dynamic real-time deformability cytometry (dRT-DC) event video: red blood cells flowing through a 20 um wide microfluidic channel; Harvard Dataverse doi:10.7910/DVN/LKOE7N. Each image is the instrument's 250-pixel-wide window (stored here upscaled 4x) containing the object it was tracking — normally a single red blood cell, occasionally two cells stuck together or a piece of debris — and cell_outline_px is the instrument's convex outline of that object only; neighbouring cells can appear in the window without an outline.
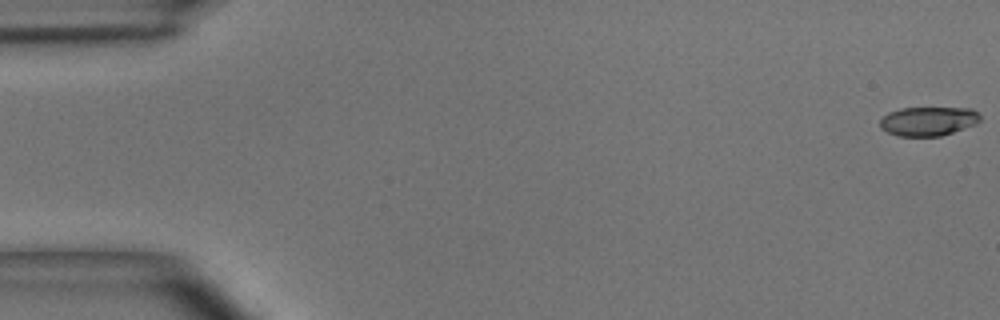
{"species": "common noctule bat (a hibernating species)", "species_latin": "Nyctalus noctula", "temperature_condition": "room temperature", "stored_images_in_passage": 51, "camera_frame_rate_fps": 3000, "um_per_image_px": 0.085, "animal": {"sex": "male", "body_mass_g": 15.6}, "frame": {"image": 1, "passage_image": 1, "time_ms": 0.0, "image_size_px": [1000, 320], "cell_outline_px": [[980, 120], [976, 124], [940, 136], [900, 136], [888, 132], [880, 128], [880, 120], [888, 112], [900, 108], [972, 108], [980, 116]], "centroid_in_image_um": [78.89, 10.29], "position_along_channel_um": 6.1, "area_um2": 16.88}}
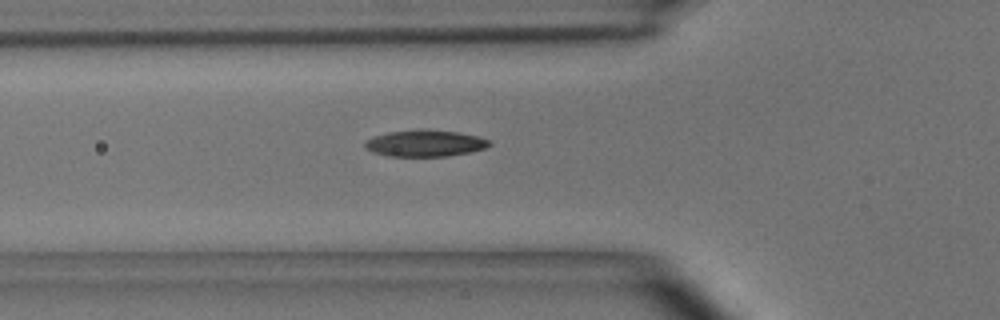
{"frame": {"image": 2, "passage_image": 18, "time_ms": 5.667, "image_size_px": [1000, 320], "cell_outline_px": [[492, 144], [484, 148], [472, 152], [448, 156], [388, 156], [372, 152], [364, 148], [364, 144], [372, 136], [388, 132], [420, 128], [428, 128], [460, 132], [480, 136], [492, 140]], "centroid_in_image_um": [36.17, 12.16], "position_along_channel_um": 89.6, "area_um2": 19.83}}
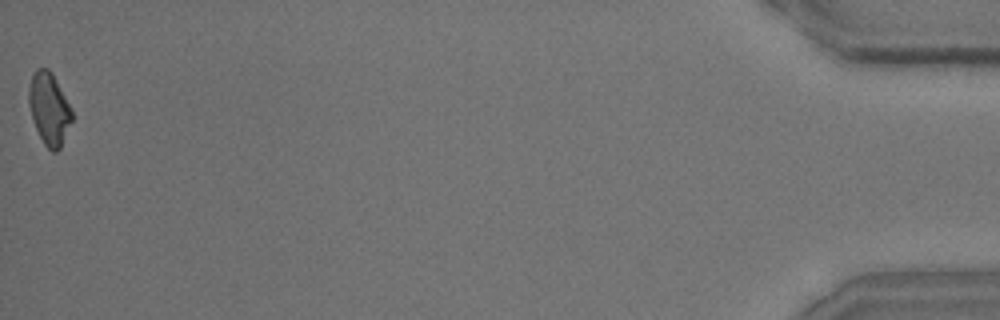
{"frame": {"image": 3, "passage_image": 51, "time_ms": 16.667, "image_size_px": [1000, 320], "cell_outline_px": [[72, 120], [60, 148], [56, 152], [52, 152], [44, 144], [36, 128], [28, 104], [28, 88], [32, 76], [36, 68], [48, 68], [52, 72], [72, 108]], "centroid_in_image_um": [4.18, 9.22], "position_along_channel_um": 431.0, "area_um2": 18.09}, "authors_computed_cell_mechanics": {"area_um2": 18.6694, "velocity_mm_per_s": 3.958, "shape_relaxation_time_tau1_ms": 4.7375, "shape_relaxation_time_tau2_ms": 2.7233, "deformation_change_tau1": 0.164, "deformation_change_tau2": 0.0916}}